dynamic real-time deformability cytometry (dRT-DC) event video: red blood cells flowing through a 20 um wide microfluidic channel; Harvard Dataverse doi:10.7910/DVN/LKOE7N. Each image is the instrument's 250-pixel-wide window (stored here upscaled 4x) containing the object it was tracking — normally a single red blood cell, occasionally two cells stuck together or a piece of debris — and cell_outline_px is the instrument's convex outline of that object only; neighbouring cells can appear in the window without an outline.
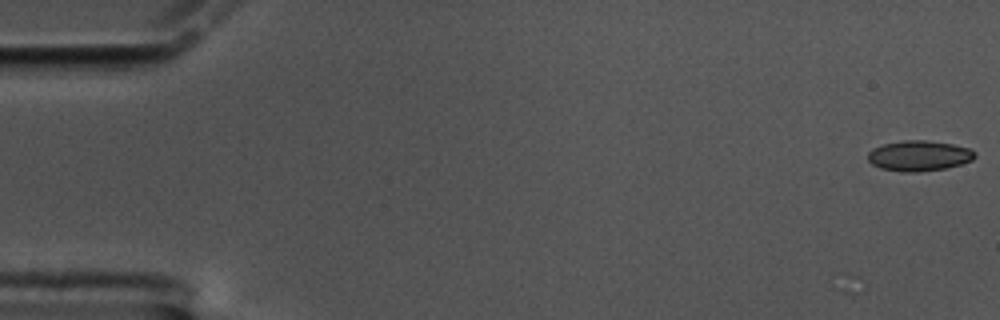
{"species": "common noctule bat (a hibernating species)", "species_latin": "Nyctalus noctula", "temperature_condition": "cold", "stored_images_in_passage": 7, "camera_frame_rate_fps": 3000, "um_per_image_px": 0.085, "animal": {"sex": "male", "body_mass_g": 17.5, "forearm_length_mm": 52.3}, "frame": {"image": 1, "passage_image": 1, "time_ms": 0.0, "image_size_px": [1000, 320], "cell_outline_px": [[976, 156], [972, 160], [948, 168], [916, 172], [900, 172], [880, 168], [872, 164], [868, 160], [868, 152], [872, 148], [884, 144], [900, 140], [924, 140], [952, 144], [968, 148], [976, 152]], "centroid_in_image_um": [78.1, 13.24], "position_along_channel_um": 6.9, "area_um2": 19.07}}